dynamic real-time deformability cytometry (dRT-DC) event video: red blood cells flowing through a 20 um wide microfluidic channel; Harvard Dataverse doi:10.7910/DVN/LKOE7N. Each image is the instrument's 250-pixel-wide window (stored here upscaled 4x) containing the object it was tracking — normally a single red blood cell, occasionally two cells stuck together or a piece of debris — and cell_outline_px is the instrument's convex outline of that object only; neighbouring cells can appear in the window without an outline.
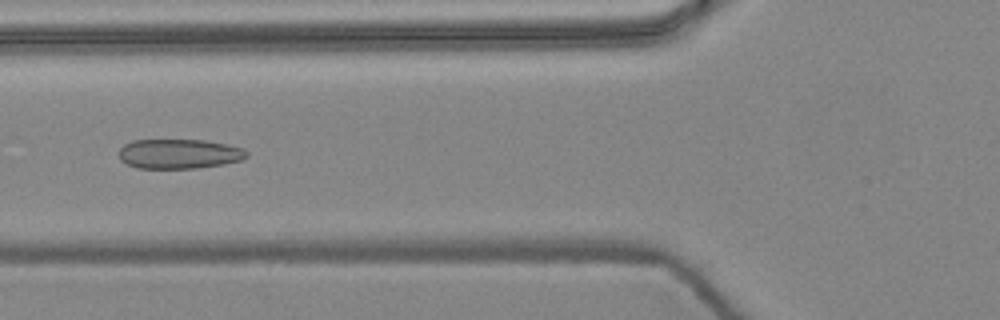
{"species": "common noctule bat (a hibernating species)", "species_latin": "Nyctalus noctula", "temperature_condition": "warm", "stored_images_in_passage": 8, "camera_frame_rate_fps": 3000, "um_per_image_px": 0.085, "animal": {"sex": "female", "body_mass_g": 24.6, "forearm_length_mm": 56.2}, "frame": {"image": 1, "passage_image": 6, "time_ms": 1.667, "image_size_px": [1000, 320], "cell_outline_px": [[248, 156], [244, 160], [224, 164], [196, 168], [136, 168], [120, 160], [116, 152], [124, 144], [132, 140], [204, 140], [228, 144], [244, 148], [248, 152]], "centroid_in_image_um": [15.23, 13.07], "position_along_channel_um": 110.6, "area_um2": 22.43}}
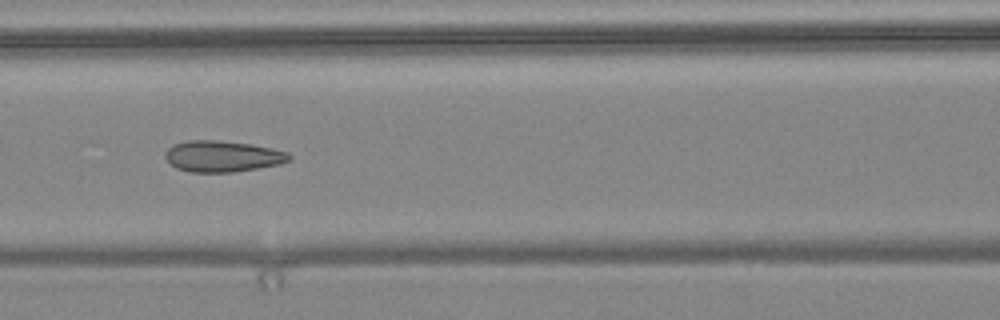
{"frame": {"image": 2, "passage_image": 7, "time_ms": 2.0, "image_size_px": [1000, 320], "cell_outline_px": [[292, 156], [288, 160], [280, 164], [232, 172], [188, 172], [176, 168], [164, 156], [164, 152], [172, 144], [188, 140], [220, 140], [252, 144], [272, 148], [288, 152]], "centroid_in_image_um": [18.89, 13.27], "position_along_channel_um": 147.7, "area_um2": 22.6}}
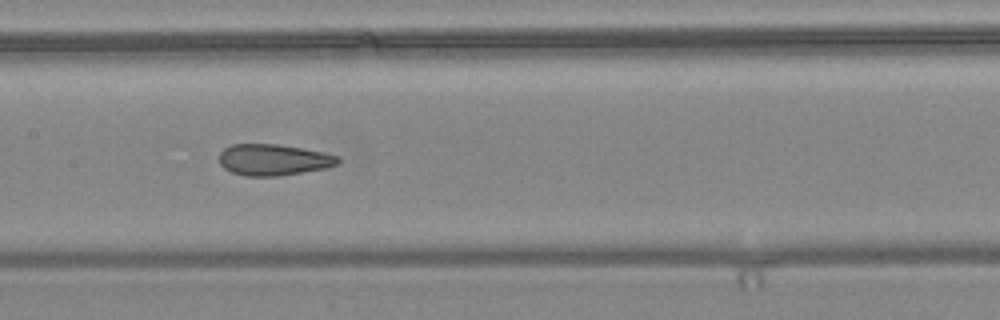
{"frame": {"image": 3, "passage_image": 8, "time_ms": 2.333, "image_size_px": [1000, 320], "cell_outline_px": [[340, 164], [324, 168], [280, 176], [244, 176], [232, 172], [224, 168], [220, 164], [220, 152], [224, 148], [232, 144], [276, 144], [324, 152], [340, 156]], "centroid_in_image_um": [23.26, 13.58], "position_along_channel_um": 184.1, "area_um2": 21.68}}